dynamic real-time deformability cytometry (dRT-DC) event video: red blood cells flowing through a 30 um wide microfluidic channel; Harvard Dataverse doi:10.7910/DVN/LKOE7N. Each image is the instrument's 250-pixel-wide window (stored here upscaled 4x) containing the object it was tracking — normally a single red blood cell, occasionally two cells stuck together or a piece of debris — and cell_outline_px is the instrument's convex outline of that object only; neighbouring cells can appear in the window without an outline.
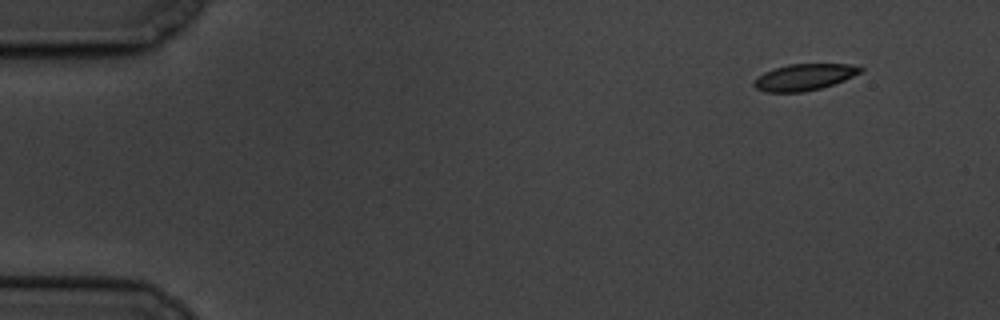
{"species": "common noctule bat (a hibernating species)", "species_latin": "Nyctalus noctula", "temperature_condition": "cold", "stored_images_in_passage": 6, "camera_frame_rate_fps": 3000, "um_per_image_px": 0.085, "animal": {"sex": "male", "body_mass_g": 19.5, "forearm_length_mm": 54.6}, "frame": {"image": 1, "passage_image": 1, "time_ms": 0.0, "image_size_px": [1000, 320], "cell_outline_px": [[864, 68], [860, 72], [844, 80], [820, 88], [804, 92], [764, 92], [756, 88], [752, 84], [764, 72], [788, 64], [848, 64]], "centroid_in_image_um": [68.34, 6.56], "position_along_channel_um": 16.7, "area_um2": 16.13}}
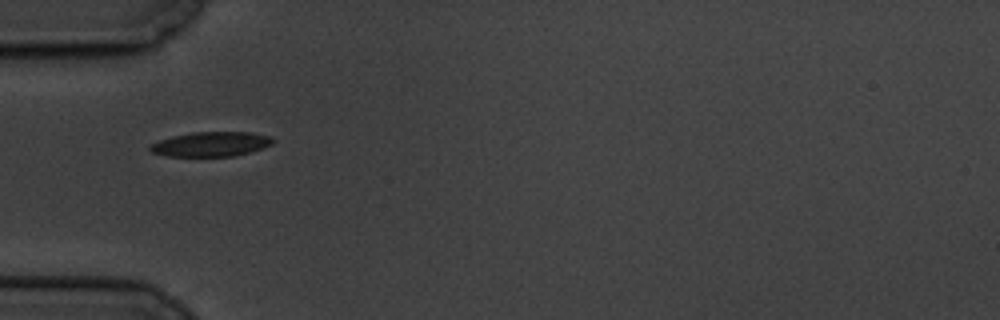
{"frame": {"image": 2, "passage_image": 5, "time_ms": 4.667, "image_size_px": [1000, 320], "cell_outline_px": [[276, 140], [272, 144], [264, 148], [232, 156], [168, 156], [152, 152], [148, 148], [148, 144], [172, 136], [192, 132], [252, 132], [268, 136]], "centroid_in_image_um": [17.92, 12.24], "position_along_channel_um": 67.1, "area_um2": 17.63}}
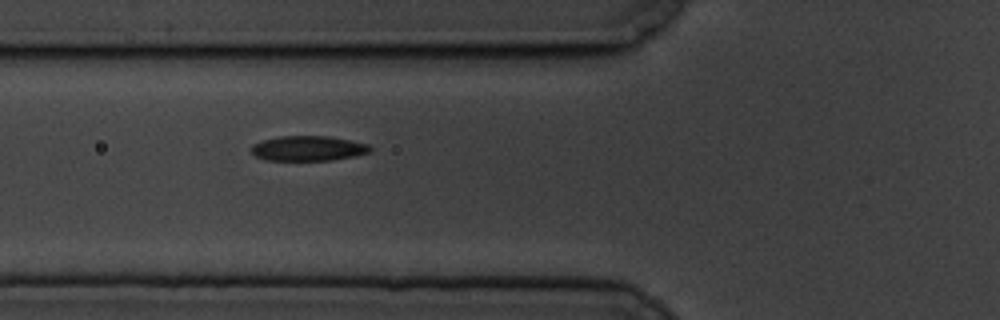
{"frame": {"image": 3, "passage_image": 6, "time_ms": 5.667, "image_size_px": [1000, 320], "cell_outline_px": [[372, 148], [368, 152], [356, 156], [332, 160], [264, 160], [256, 156], [252, 152], [252, 144], [264, 140], [280, 136], [328, 136], [368, 144]], "centroid_in_image_um": [26.19, 12.61], "position_along_channel_um": 99.6, "area_um2": 17.17}}